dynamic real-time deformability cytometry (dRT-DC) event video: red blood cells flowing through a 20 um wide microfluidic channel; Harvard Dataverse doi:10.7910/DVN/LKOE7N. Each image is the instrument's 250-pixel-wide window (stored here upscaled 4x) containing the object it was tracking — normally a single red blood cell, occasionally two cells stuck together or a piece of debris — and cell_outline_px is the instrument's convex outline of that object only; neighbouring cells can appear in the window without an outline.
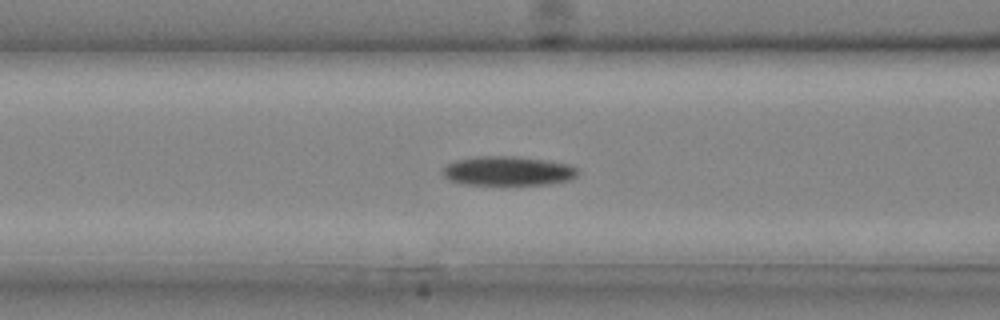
{"species": "common noctule bat (a hibernating species)", "species_latin": "Nyctalus noctula", "temperature_condition": "cold", "stored_images_in_passage": 26, "camera_frame_rate_fps": 3000, "um_per_image_px": 0.085, "animal": {"sex": "male", "body_mass_g": 20.4}, "frame": {"image": 1, "passage_image": 12, "time_ms": 3.667, "image_size_px": [1000, 320], "cell_outline_px": [[580, 172], [572, 180], [548, 184], [464, 184], [448, 180], [444, 176], [444, 168], [448, 164], [456, 160], [476, 156], [520, 156], [572, 164], [580, 168]], "centroid_in_image_um": [43.27, 14.52], "position_along_channel_um": 123.3, "area_um2": 23.29}}
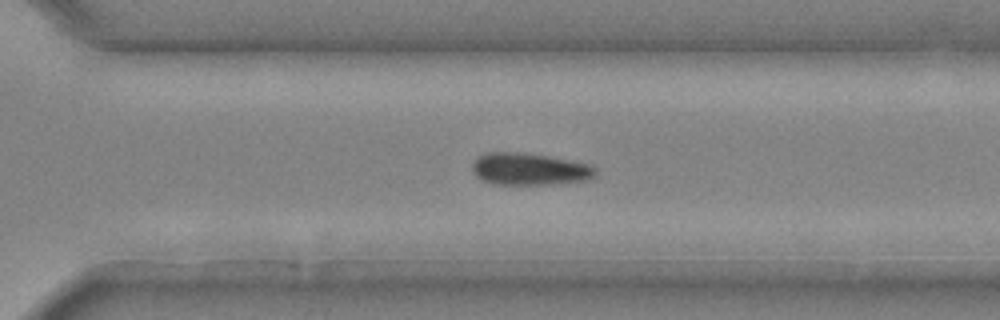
{"frame": {"image": 2, "passage_image": 22, "time_ms": 7.0, "image_size_px": [1000, 320], "cell_outline_px": [[596, 176], [592, 180], [552, 184], [492, 184], [480, 180], [472, 172], [472, 160], [476, 156], [484, 152], [524, 152], [548, 156], [592, 164], [596, 168]], "centroid_in_image_um": [44.99, 14.36], "position_along_channel_um": 325.6, "area_um2": 23.7}}